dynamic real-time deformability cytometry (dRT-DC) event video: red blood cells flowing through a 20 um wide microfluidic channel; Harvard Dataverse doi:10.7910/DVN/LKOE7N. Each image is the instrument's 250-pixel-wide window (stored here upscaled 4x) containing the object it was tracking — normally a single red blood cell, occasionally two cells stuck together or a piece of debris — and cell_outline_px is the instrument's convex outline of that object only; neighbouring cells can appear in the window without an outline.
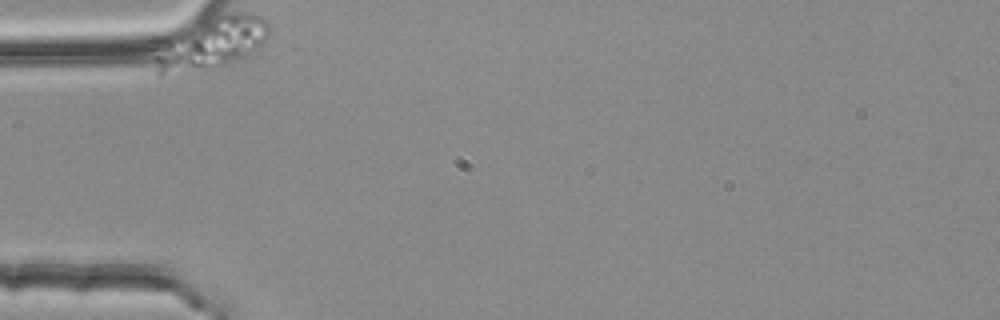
{"species": "common noctule bat (a hibernating species)", "species_latin": "Nyctalus noctula", "temperature_condition": "room temperature", "stored_images_in_passage": 42, "camera_frame_rate_fps": 3000, "um_per_image_px": 0.085, "animal": {"sex": "female", "body_mass_g": 25.1}, "frame": {"image": 1, "passage_image": 1, "time_ms": 0.0, "image_size_px": [1000, 320], "cell_outline_px": [[268, 36], [256, 48], [244, 56], [224, 64], [212, 68], [160, 76], [156, 76], [156, 56], [208, 20], [220, 12], [252, 12], [264, 16], [268, 20]], "centroid_in_image_um": [18.22, 3.68], "position_along_channel_um": 66.8, "area_um2": 31.62}}
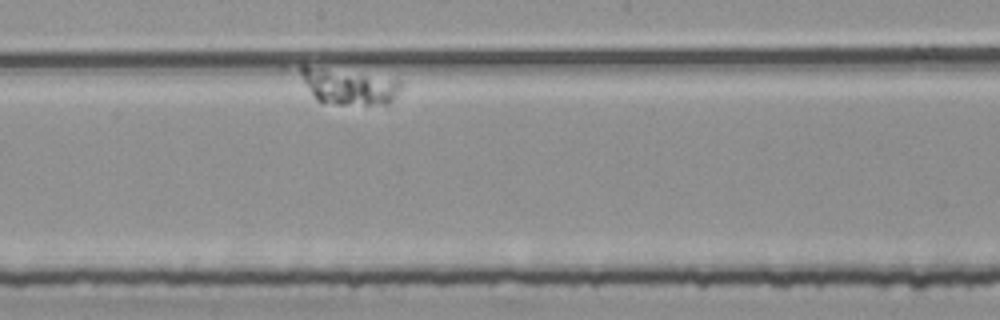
{"frame": {"image": 2, "passage_image": 23, "time_ms": 7.333, "image_size_px": [1000, 320], "cell_outline_px": [[404, 84], [392, 100], [388, 104], [336, 104], [316, 100], [304, 80], [300, 72], [300, 64], [304, 64], [400, 80]], "centroid_in_image_um": [29.65, 7.34], "position_along_channel_um": 218.5, "area_um2": 20.58}}
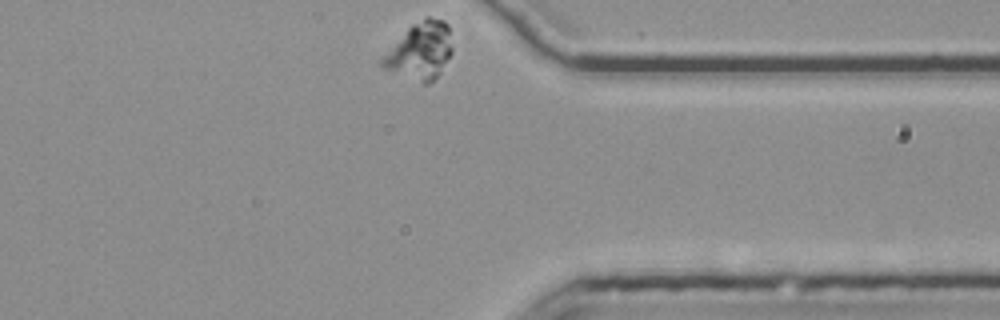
{"frame": {"image": 3, "passage_image": 42, "time_ms": 13.667, "image_size_px": [1000, 320], "cell_outline_px": [[452, 52], [440, 72], [428, 84], [424, 84], [384, 68], [380, 64], [380, 56], [412, 24], [424, 16], [428, 16], [444, 20], [448, 24], [452, 48]], "centroid_in_image_um": [35.7, 4.29], "position_along_channel_um": 375.7, "area_um2": 23.24}}